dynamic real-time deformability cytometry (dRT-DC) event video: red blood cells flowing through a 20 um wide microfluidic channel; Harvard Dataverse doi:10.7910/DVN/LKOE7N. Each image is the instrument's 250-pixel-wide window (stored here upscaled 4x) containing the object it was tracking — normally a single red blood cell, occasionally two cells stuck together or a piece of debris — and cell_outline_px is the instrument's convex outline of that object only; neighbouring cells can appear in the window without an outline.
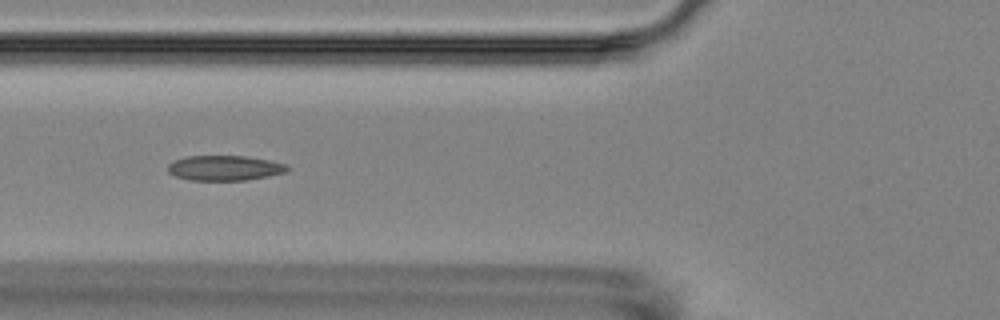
{"species": "Egyptian fruit bat (a non-hibernating species)", "species_latin": "Rousettus aegyptiacus", "temperature_condition": "room temperature", "stored_images_in_passage": 10, "camera_frame_rate_fps": 3000, "um_per_image_px": 0.085, "animal": {"sex": "female"}, "frame": {"image": 1, "passage_image": 5, "time_ms": 4.667, "image_size_px": [1000, 320], "cell_outline_px": [[288, 172], [248, 180], [188, 180], [176, 176], [168, 172], [168, 164], [172, 160], [184, 156], [244, 156], [268, 160], [288, 164]], "centroid_in_image_um": [19.08, 14.28], "position_along_channel_um": 106.7, "area_um2": 17.57}}
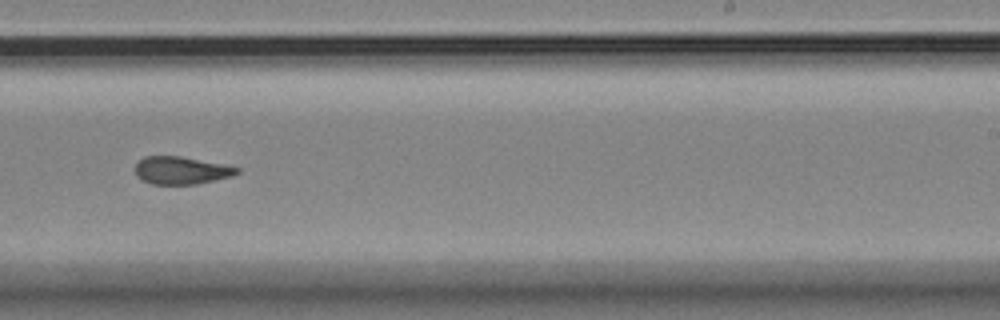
{"frame": {"image": 2, "passage_image": 9, "time_ms": 9.333, "image_size_px": [1000, 320], "cell_outline_px": [[240, 172], [232, 176], [196, 184], [152, 184], [136, 176], [136, 164], [144, 156], [180, 156], [240, 168]], "centroid_in_image_um": [15.39, 14.48], "position_along_channel_um": 273.6, "area_um2": 16.13}}
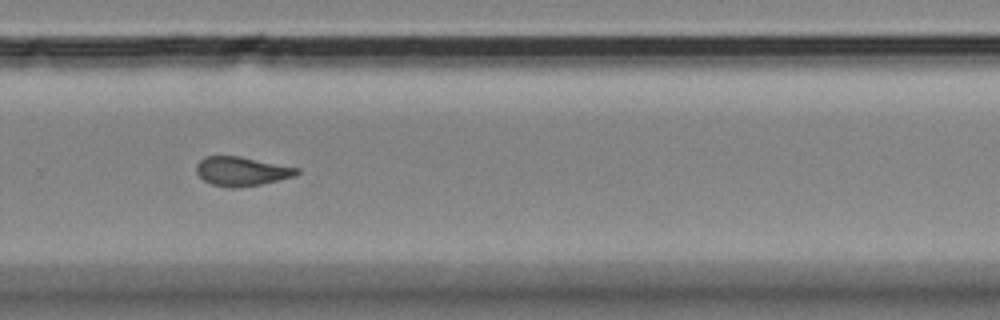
{"frame": {"image": 3, "passage_image": 10, "time_ms": 10.333, "image_size_px": [1000, 320], "cell_outline_px": [[300, 172], [296, 176], [260, 184], [232, 188], [212, 184], [204, 180], [196, 172], [196, 164], [204, 156], [240, 156], [300, 168]], "centroid_in_image_um": [20.55, 14.54], "position_along_channel_um": 309.2, "area_um2": 16.99}}